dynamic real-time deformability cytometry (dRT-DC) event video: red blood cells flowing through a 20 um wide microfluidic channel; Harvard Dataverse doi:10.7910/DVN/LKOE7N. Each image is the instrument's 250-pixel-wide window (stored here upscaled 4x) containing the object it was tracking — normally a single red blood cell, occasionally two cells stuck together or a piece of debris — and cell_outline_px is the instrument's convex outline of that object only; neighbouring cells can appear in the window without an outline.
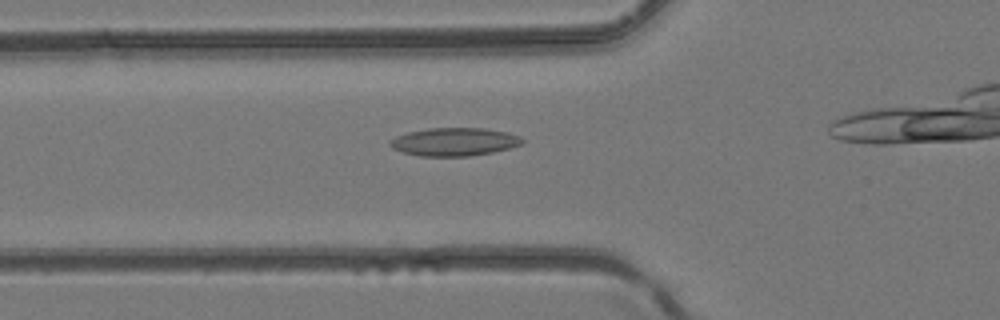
{"species": "common noctule bat (a hibernating species)", "species_latin": "Nyctalus noctula", "temperature_condition": "room temperature", "stored_images_in_passage": 28, "camera_frame_rate_fps": 3000, "um_per_image_px": 0.085, "animal": {"sex": "female", "body_mass_g": 24.6, "forearm_length_mm": 56.2}, "frame": {"image": 1, "passage_image": 10, "time_ms": 3.0, "image_size_px": [1000, 320], "cell_outline_px": [[524, 144], [492, 152], [468, 156], [420, 156], [404, 152], [392, 148], [388, 144], [388, 140], [396, 136], [408, 132], [428, 128], [484, 128], [508, 132], [520, 136], [524, 140]], "centroid_in_image_um": [38.61, 12.05], "position_along_channel_um": 87.2, "area_um2": 21.73}}
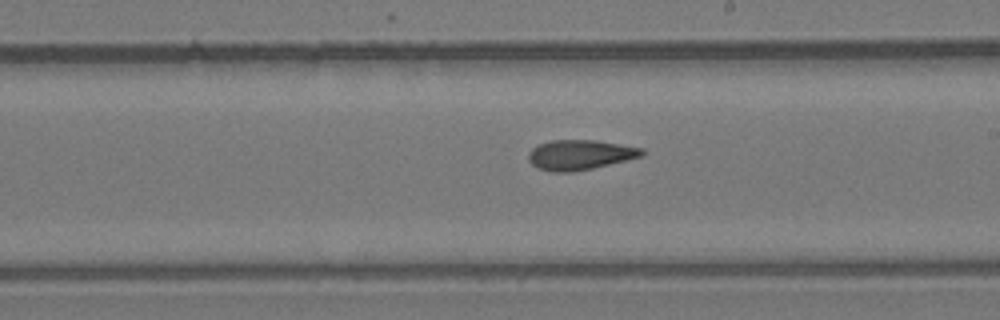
{"frame": {"image": 2, "passage_image": 19, "time_ms": 6.0, "image_size_px": [1000, 320], "cell_outline_px": [[644, 156], [592, 168], [572, 172], [552, 172], [536, 168], [528, 160], [528, 152], [532, 148], [540, 144], [552, 140], [596, 140], [644, 148]], "centroid_in_image_um": [49.29, 13.16], "position_along_channel_um": 239.7, "area_um2": 19.88}}
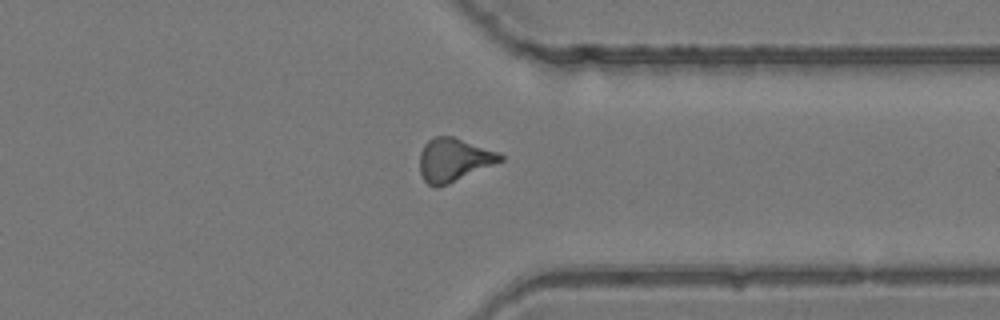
{"frame": {"image": 3, "passage_image": 27, "time_ms": 8.667, "image_size_px": [1000, 320], "cell_outline_px": [[504, 160], [448, 184], [436, 188], [428, 184], [424, 180], [420, 172], [420, 152], [424, 144], [428, 140], [436, 136], [452, 136], [500, 152], [504, 156]], "centroid_in_image_um": [38.57, 13.58], "position_along_channel_um": 372.8, "area_um2": 20.35}}